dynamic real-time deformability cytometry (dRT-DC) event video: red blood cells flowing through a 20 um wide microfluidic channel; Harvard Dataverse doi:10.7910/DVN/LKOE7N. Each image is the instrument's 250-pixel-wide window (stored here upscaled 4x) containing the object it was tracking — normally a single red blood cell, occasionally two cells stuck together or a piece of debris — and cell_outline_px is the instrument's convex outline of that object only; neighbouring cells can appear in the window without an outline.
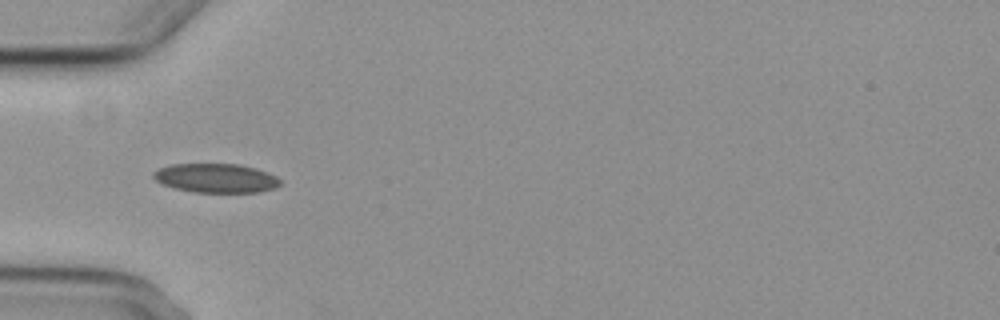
{"species": "common noctule bat (a hibernating species)", "species_latin": "Nyctalus noctula", "temperature_condition": "cold", "stored_images_in_passage": 6, "camera_frame_rate_fps": 3000, "um_per_image_px": 0.085, "animal": {"sex": "female", "body_mass_g": 29.2, "forearm_length_mm": 56.3}, "frame": {"image": 1, "passage_image": 5, "time_ms": 4.667, "image_size_px": [1000, 320], "cell_outline_px": [[280, 184], [276, 188], [256, 192], [192, 192], [172, 188], [156, 180], [152, 176], [152, 172], [160, 168], [172, 164], [236, 164], [256, 168], [276, 176], [280, 180]], "centroid_in_image_um": [18.34, 15.14], "position_along_channel_um": 66.7, "area_um2": 21.44}}
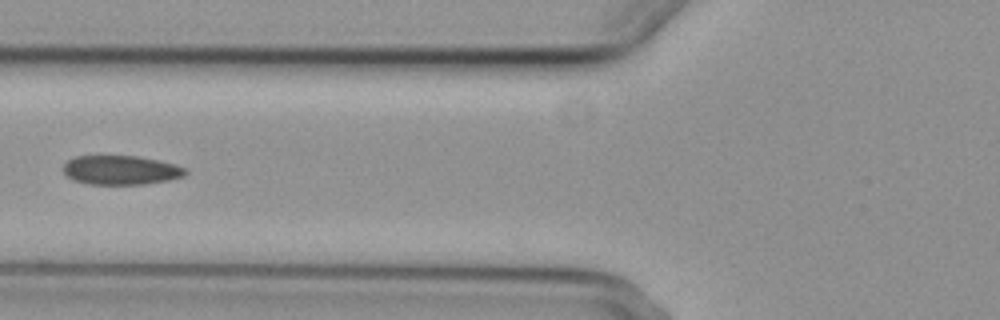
{"frame": {"image": 2, "passage_image": 6, "time_ms": 6.0, "image_size_px": [1000, 320], "cell_outline_px": [[188, 172], [184, 176], [168, 180], [144, 184], [88, 184], [72, 180], [60, 168], [68, 160], [76, 156], [136, 156], [156, 160], [172, 164], [184, 168]], "centroid_in_image_um": [10.22, 14.46], "position_along_channel_um": 115.6, "area_um2": 20.63}}